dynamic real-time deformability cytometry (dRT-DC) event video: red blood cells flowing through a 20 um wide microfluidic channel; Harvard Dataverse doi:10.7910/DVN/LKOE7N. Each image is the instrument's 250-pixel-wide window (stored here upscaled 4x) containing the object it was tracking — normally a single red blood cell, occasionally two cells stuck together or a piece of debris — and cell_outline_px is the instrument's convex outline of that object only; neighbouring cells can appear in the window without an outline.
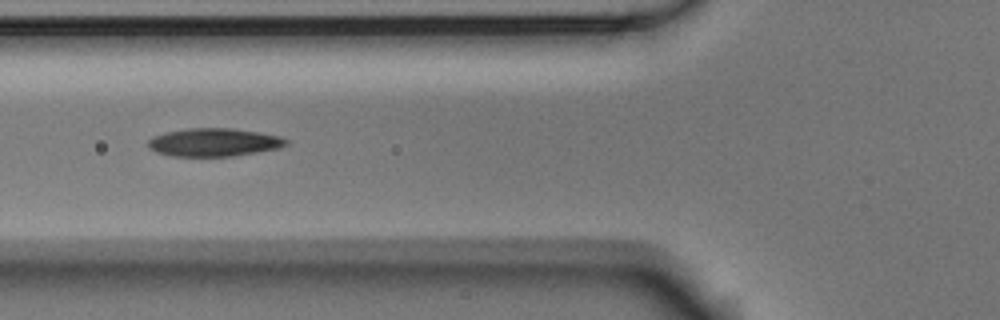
{"species": "Egyptian fruit bat (a non-hibernating species)", "species_latin": "Rousettus aegyptiacus", "temperature_condition": "room temperature", "stored_images_in_passage": 3, "camera_frame_rate_fps": 3000, "um_per_image_px": 0.085, "animal": {"sex": "male"}, "frame": {"image": 1, "passage_image": 3, "time_ms": 0.667, "image_size_px": [1000, 320], "cell_outline_px": [[288, 144], [280, 148], [232, 156], [168, 156], [156, 152], [148, 148], [148, 140], [152, 136], [168, 132], [188, 128], [232, 128], [260, 132], [280, 136], [288, 140]], "centroid_in_image_um": [18.18, 12.09], "position_along_channel_um": 107.6, "area_um2": 22.72}}